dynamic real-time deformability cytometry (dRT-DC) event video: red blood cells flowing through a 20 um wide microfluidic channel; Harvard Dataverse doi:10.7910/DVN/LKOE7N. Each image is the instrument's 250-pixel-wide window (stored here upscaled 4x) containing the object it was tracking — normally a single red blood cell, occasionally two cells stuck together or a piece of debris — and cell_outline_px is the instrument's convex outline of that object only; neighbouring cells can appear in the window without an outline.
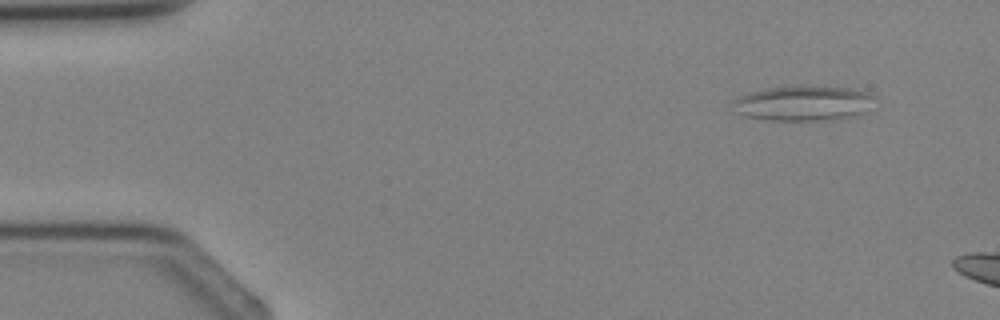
{"species": "Egyptian fruit bat (a non-hibernating species)", "species_latin": "Rousettus aegyptiacus", "temperature_condition": "cold", "stored_images_in_passage": 3, "camera_frame_rate_fps": 3000, "um_per_image_px": 0.085, "animal": {"sex": "female"}, "frame": {"image": 1, "passage_image": 1, "time_ms": 0.0, "image_size_px": [1000, 320], "cell_outline_px": [[880, 108], [860, 116], [848, 120], [764, 120], [744, 116], [740, 112], [732, 100], [736, 96], [748, 92], [764, 88], [852, 88], [868, 92], [876, 96], [880, 100]], "centroid_in_image_um": [68.54, 8.83], "position_along_channel_um": 16.5, "area_um2": 29.71}}